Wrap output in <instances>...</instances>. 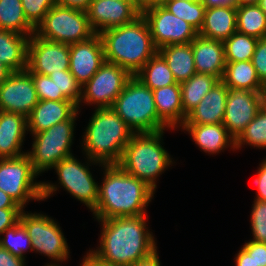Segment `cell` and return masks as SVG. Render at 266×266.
Listing matches in <instances>:
<instances>
[{"mask_svg": "<svg viewBox=\"0 0 266 266\" xmlns=\"http://www.w3.org/2000/svg\"><path fill=\"white\" fill-rule=\"evenodd\" d=\"M147 215L97 219L101 222L100 246L90 250L104 262L131 266L157 251L155 238L147 228Z\"/></svg>", "mask_w": 266, "mask_h": 266, "instance_id": "cell-1", "label": "cell"}, {"mask_svg": "<svg viewBox=\"0 0 266 266\" xmlns=\"http://www.w3.org/2000/svg\"><path fill=\"white\" fill-rule=\"evenodd\" d=\"M104 178L98 188V201L92 210L96 219L145 215L154 190L128 174L118 164L101 165Z\"/></svg>", "mask_w": 266, "mask_h": 266, "instance_id": "cell-2", "label": "cell"}, {"mask_svg": "<svg viewBox=\"0 0 266 266\" xmlns=\"http://www.w3.org/2000/svg\"><path fill=\"white\" fill-rule=\"evenodd\" d=\"M106 62L116 64L135 76L158 52L142 14L134 21L100 33Z\"/></svg>", "mask_w": 266, "mask_h": 266, "instance_id": "cell-3", "label": "cell"}, {"mask_svg": "<svg viewBox=\"0 0 266 266\" xmlns=\"http://www.w3.org/2000/svg\"><path fill=\"white\" fill-rule=\"evenodd\" d=\"M84 132L83 149L92 164H118L135 134L112 108H96Z\"/></svg>", "mask_w": 266, "mask_h": 266, "instance_id": "cell-4", "label": "cell"}, {"mask_svg": "<svg viewBox=\"0 0 266 266\" xmlns=\"http://www.w3.org/2000/svg\"><path fill=\"white\" fill-rule=\"evenodd\" d=\"M164 130L155 133H135L124 148L118 165L128 174L144 181L154 191L156 179L173 164L162 146Z\"/></svg>", "mask_w": 266, "mask_h": 266, "instance_id": "cell-5", "label": "cell"}, {"mask_svg": "<svg viewBox=\"0 0 266 266\" xmlns=\"http://www.w3.org/2000/svg\"><path fill=\"white\" fill-rule=\"evenodd\" d=\"M112 109L134 133H155L169 129L158 117L152 90L135 76L117 96Z\"/></svg>", "mask_w": 266, "mask_h": 266, "instance_id": "cell-6", "label": "cell"}, {"mask_svg": "<svg viewBox=\"0 0 266 266\" xmlns=\"http://www.w3.org/2000/svg\"><path fill=\"white\" fill-rule=\"evenodd\" d=\"M37 176L27 154L0 158V190L12 197L21 208L30 200L43 201L57 190V184L34 182Z\"/></svg>", "mask_w": 266, "mask_h": 266, "instance_id": "cell-7", "label": "cell"}, {"mask_svg": "<svg viewBox=\"0 0 266 266\" xmlns=\"http://www.w3.org/2000/svg\"><path fill=\"white\" fill-rule=\"evenodd\" d=\"M79 110L66 121L59 122L49 129L32 134V150L27 152L34 171L41 172L53 169L61 160L73 156L71 145L74 136V123Z\"/></svg>", "mask_w": 266, "mask_h": 266, "instance_id": "cell-8", "label": "cell"}, {"mask_svg": "<svg viewBox=\"0 0 266 266\" xmlns=\"http://www.w3.org/2000/svg\"><path fill=\"white\" fill-rule=\"evenodd\" d=\"M35 34L45 40L72 44L87 40L95 33L85 11L55 4L36 27Z\"/></svg>", "mask_w": 266, "mask_h": 266, "instance_id": "cell-9", "label": "cell"}, {"mask_svg": "<svg viewBox=\"0 0 266 266\" xmlns=\"http://www.w3.org/2000/svg\"><path fill=\"white\" fill-rule=\"evenodd\" d=\"M20 223L31 238L33 251L63 262L69 258V249L61 227L51 217L37 213L21 212Z\"/></svg>", "mask_w": 266, "mask_h": 266, "instance_id": "cell-10", "label": "cell"}, {"mask_svg": "<svg viewBox=\"0 0 266 266\" xmlns=\"http://www.w3.org/2000/svg\"><path fill=\"white\" fill-rule=\"evenodd\" d=\"M132 77L122 67L105 61L92 78L82 86L80 103L96 104V108H112L117 96Z\"/></svg>", "mask_w": 266, "mask_h": 266, "instance_id": "cell-11", "label": "cell"}, {"mask_svg": "<svg viewBox=\"0 0 266 266\" xmlns=\"http://www.w3.org/2000/svg\"><path fill=\"white\" fill-rule=\"evenodd\" d=\"M141 14L148 24L157 49L171 44L191 43L199 35L192 25L173 15L162 5L148 8Z\"/></svg>", "mask_w": 266, "mask_h": 266, "instance_id": "cell-12", "label": "cell"}, {"mask_svg": "<svg viewBox=\"0 0 266 266\" xmlns=\"http://www.w3.org/2000/svg\"><path fill=\"white\" fill-rule=\"evenodd\" d=\"M53 168L58 175V184L92 211L97 205L99 185L93 179L89 166L70 156Z\"/></svg>", "mask_w": 266, "mask_h": 266, "instance_id": "cell-13", "label": "cell"}, {"mask_svg": "<svg viewBox=\"0 0 266 266\" xmlns=\"http://www.w3.org/2000/svg\"><path fill=\"white\" fill-rule=\"evenodd\" d=\"M70 44L45 40L32 34L28 41L27 68L32 73L49 76L69 70Z\"/></svg>", "mask_w": 266, "mask_h": 266, "instance_id": "cell-14", "label": "cell"}, {"mask_svg": "<svg viewBox=\"0 0 266 266\" xmlns=\"http://www.w3.org/2000/svg\"><path fill=\"white\" fill-rule=\"evenodd\" d=\"M262 91L228 88L223 125L236 140L262 108Z\"/></svg>", "mask_w": 266, "mask_h": 266, "instance_id": "cell-15", "label": "cell"}, {"mask_svg": "<svg viewBox=\"0 0 266 266\" xmlns=\"http://www.w3.org/2000/svg\"><path fill=\"white\" fill-rule=\"evenodd\" d=\"M38 101L34 81L26 70L12 72L0 86V111L28 117Z\"/></svg>", "mask_w": 266, "mask_h": 266, "instance_id": "cell-16", "label": "cell"}, {"mask_svg": "<svg viewBox=\"0 0 266 266\" xmlns=\"http://www.w3.org/2000/svg\"><path fill=\"white\" fill-rule=\"evenodd\" d=\"M86 13L96 34L131 23L141 15L132 0H92Z\"/></svg>", "mask_w": 266, "mask_h": 266, "instance_id": "cell-17", "label": "cell"}, {"mask_svg": "<svg viewBox=\"0 0 266 266\" xmlns=\"http://www.w3.org/2000/svg\"><path fill=\"white\" fill-rule=\"evenodd\" d=\"M104 47L100 34L70 44L69 71L80 85L88 82L105 63Z\"/></svg>", "mask_w": 266, "mask_h": 266, "instance_id": "cell-18", "label": "cell"}, {"mask_svg": "<svg viewBox=\"0 0 266 266\" xmlns=\"http://www.w3.org/2000/svg\"><path fill=\"white\" fill-rule=\"evenodd\" d=\"M191 45L196 72L221 80L226 66L224 42L198 35Z\"/></svg>", "mask_w": 266, "mask_h": 266, "instance_id": "cell-19", "label": "cell"}, {"mask_svg": "<svg viewBox=\"0 0 266 266\" xmlns=\"http://www.w3.org/2000/svg\"><path fill=\"white\" fill-rule=\"evenodd\" d=\"M78 111L70 100H39L27 117L28 131L32 134L49 129L53 125L69 120Z\"/></svg>", "mask_w": 266, "mask_h": 266, "instance_id": "cell-20", "label": "cell"}, {"mask_svg": "<svg viewBox=\"0 0 266 266\" xmlns=\"http://www.w3.org/2000/svg\"><path fill=\"white\" fill-rule=\"evenodd\" d=\"M228 87L220 80L186 116L183 124H219L225 115Z\"/></svg>", "mask_w": 266, "mask_h": 266, "instance_id": "cell-21", "label": "cell"}, {"mask_svg": "<svg viewBox=\"0 0 266 266\" xmlns=\"http://www.w3.org/2000/svg\"><path fill=\"white\" fill-rule=\"evenodd\" d=\"M26 131V116L0 111V158L18 157L27 153L21 152Z\"/></svg>", "mask_w": 266, "mask_h": 266, "instance_id": "cell-22", "label": "cell"}, {"mask_svg": "<svg viewBox=\"0 0 266 266\" xmlns=\"http://www.w3.org/2000/svg\"><path fill=\"white\" fill-rule=\"evenodd\" d=\"M181 127L190 134L195 144L208 154H218L229 146L235 149V140L223 123L183 124Z\"/></svg>", "mask_w": 266, "mask_h": 266, "instance_id": "cell-23", "label": "cell"}, {"mask_svg": "<svg viewBox=\"0 0 266 266\" xmlns=\"http://www.w3.org/2000/svg\"><path fill=\"white\" fill-rule=\"evenodd\" d=\"M236 18V7L206 8L203 25L198 34L205 38L224 42L237 31Z\"/></svg>", "mask_w": 266, "mask_h": 266, "instance_id": "cell-24", "label": "cell"}, {"mask_svg": "<svg viewBox=\"0 0 266 266\" xmlns=\"http://www.w3.org/2000/svg\"><path fill=\"white\" fill-rule=\"evenodd\" d=\"M152 92L158 117L170 129L182 126L187 115L183 111L180 84L161 87Z\"/></svg>", "mask_w": 266, "mask_h": 266, "instance_id": "cell-25", "label": "cell"}, {"mask_svg": "<svg viewBox=\"0 0 266 266\" xmlns=\"http://www.w3.org/2000/svg\"><path fill=\"white\" fill-rule=\"evenodd\" d=\"M29 36L0 29V62L12 72L27 69Z\"/></svg>", "mask_w": 266, "mask_h": 266, "instance_id": "cell-26", "label": "cell"}, {"mask_svg": "<svg viewBox=\"0 0 266 266\" xmlns=\"http://www.w3.org/2000/svg\"><path fill=\"white\" fill-rule=\"evenodd\" d=\"M158 53L164 58L177 83L185 82L197 73L191 43L167 45L158 49Z\"/></svg>", "mask_w": 266, "mask_h": 266, "instance_id": "cell-27", "label": "cell"}, {"mask_svg": "<svg viewBox=\"0 0 266 266\" xmlns=\"http://www.w3.org/2000/svg\"><path fill=\"white\" fill-rule=\"evenodd\" d=\"M221 81L232 89L263 91L265 86L258 79L251 60L226 62Z\"/></svg>", "mask_w": 266, "mask_h": 266, "instance_id": "cell-28", "label": "cell"}, {"mask_svg": "<svg viewBox=\"0 0 266 266\" xmlns=\"http://www.w3.org/2000/svg\"><path fill=\"white\" fill-rule=\"evenodd\" d=\"M219 81L213 75L196 73L187 81L180 83L184 113L188 115Z\"/></svg>", "mask_w": 266, "mask_h": 266, "instance_id": "cell-29", "label": "cell"}, {"mask_svg": "<svg viewBox=\"0 0 266 266\" xmlns=\"http://www.w3.org/2000/svg\"><path fill=\"white\" fill-rule=\"evenodd\" d=\"M135 77L151 90L177 83L169 66L158 52L146 62Z\"/></svg>", "mask_w": 266, "mask_h": 266, "instance_id": "cell-30", "label": "cell"}, {"mask_svg": "<svg viewBox=\"0 0 266 266\" xmlns=\"http://www.w3.org/2000/svg\"><path fill=\"white\" fill-rule=\"evenodd\" d=\"M0 29L31 36L35 28L25 17L21 0H0Z\"/></svg>", "mask_w": 266, "mask_h": 266, "instance_id": "cell-31", "label": "cell"}, {"mask_svg": "<svg viewBox=\"0 0 266 266\" xmlns=\"http://www.w3.org/2000/svg\"><path fill=\"white\" fill-rule=\"evenodd\" d=\"M237 10V31L258 39L266 37V15L258 4L240 5Z\"/></svg>", "mask_w": 266, "mask_h": 266, "instance_id": "cell-32", "label": "cell"}, {"mask_svg": "<svg viewBox=\"0 0 266 266\" xmlns=\"http://www.w3.org/2000/svg\"><path fill=\"white\" fill-rule=\"evenodd\" d=\"M162 6L173 15L192 25L198 32L200 31L206 9L202 0H165Z\"/></svg>", "mask_w": 266, "mask_h": 266, "instance_id": "cell-33", "label": "cell"}, {"mask_svg": "<svg viewBox=\"0 0 266 266\" xmlns=\"http://www.w3.org/2000/svg\"><path fill=\"white\" fill-rule=\"evenodd\" d=\"M258 38L236 31L224 41L226 62L252 60Z\"/></svg>", "mask_w": 266, "mask_h": 266, "instance_id": "cell-34", "label": "cell"}, {"mask_svg": "<svg viewBox=\"0 0 266 266\" xmlns=\"http://www.w3.org/2000/svg\"><path fill=\"white\" fill-rule=\"evenodd\" d=\"M245 144L260 149L266 148V110L263 108L235 140V149H239Z\"/></svg>", "mask_w": 266, "mask_h": 266, "instance_id": "cell-35", "label": "cell"}, {"mask_svg": "<svg viewBox=\"0 0 266 266\" xmlns=\"http://www.w3.org/2000/svg\"><path fill=\"white\" fill-rule=\"evenodd\" d=\"M3 234L6 235L0 237V247L7 249L12 255L25 259L24 253L28 249L33 251L31 238L20 221L13 227L6 229Z\"/></svg>", "mask_w": 266, "mask_h": 266, "instance_id": "cell-36", "label": "cell"}, {"mask_svg": "<svg viewBox=\"0 0 266 266\" xmlns=\"http://www.w3.org/2000/svg\"><path fill=\"white\" fill-rule=\"evenodd\" d=\"M49 77L57 86V94H62L67 100L74 102L79 110L82 96V85H80L69 70H61L51 73Z\"/></svg>", "mask_w": 266, "mask_h": 266, "instance_id": "cell-37", "label": "cell"}, {"mask_svg": "<svg viewBox=\"0 0 266 266\" xmlns=\"http://www.w3.org/2000/svg\"><path fill=\"white\" fill-rule=\"evenodd\" d=\"M28 22L36 29L45 15L56 4L55 0H21Z\"/></svg>", "mask_w": 266, "mask_h": 266, "instance_id": "cell-38", "label": "cell"}, {"mask_svg": "<svg viewBox=\"0 0 266 266\" xmlns=\"http://www.w3.org/2000/svg\"><path fill=\"white\" fill-rule=\"evenodd\" d=\"M251 210V230L253 239L251 241L266 244V201L254 200Z\"/></svg>", "mask_w": 266, "mask_h": 266, "instance_id": "cell-39", "label": "cell"}, {"mask_svg": "<svg viewBox=\"0 0 266 266\" xmlns=\"http://www.w3.org/2000/svg\"><path fill=\"white\" fill-rule=\"evenodd\" d=\"M26 71L31 75L39 100L63 101L67 100L62 94H57V86L49 77L32 73L28 68Z\"/></svg>", "mask_w": 266, "mask_h": 266, "instance_id": "cell-40", "label": "cell"}, {"mask_svg": "<svg viewBox=\"0 0 266 266\" xmlns=\"http://www.w3.org/2000/svg\"><path fill=\"white\" fill-rule=\"evenodd\" d=\"M251 61L258 79L266 86V37L258 39Z\"/></svg>", "mask_w": 266, "mask_h": 266, "instance_id": "cell-41", "label": "cell"}, {"mask_svg": "<svg viewBox=\"0 0 266 266\" xmlns=\"http://www.w3.org/2000/svg\"><path fill=\"white\" fill-rule=\"evenodd\" d=\"M23 208H0V236L19 222Z\"/></svg>", "mask_w": 266, "mask_h": 266, "instance_id": "cell-42", "label": "cell"}, {"mask_svg": "<svg viewBox=\"0 0 266 266\" xmlns=\"http://www.w3.org/2000/svg\"><path fill=\"white\" fill-rule=\"evenodd\" d=\"M252 256L257 266H266V244L256 241L245 242L242 247Z\"/></svg>", "mask_w": 266, "mask_h": 266, "instance_id": "cell-43", "label": "cell"}, {"mask_svg": "<svg viewBox=\"0 0 266 266\" xmlns=\"http://www.w3.org/2000/svg\"><path fill=\"white\" fill-rule=\"evenodd\" d=\"M257 174L258 175L254 180L257 187V197L255 199L266 201V158L260 164Z\"/></svg>", "mask_w": 266, "mask_h": 266, "instance_id": "cell-44", "label": "cell"}, {"mask_svg": "<svg viewBox=\"0 0 266 266\" xmlns=\"http://www.w3.org/2000/svg\"><path fill=\"white\" fill-rule=\"evenodd\" d=\"M0 266H25V259L12 255L7 249L0 247Z\"/></svg>", "mask_w": 266, "mask_h": 266, "instance_id": "cell-45", "label": "cell"}, {"mask_svg": "<svg viewBox=\"0 0 266 266\" xmlns=\"http://www.w3.org/2000/svg\"><path fill=\"white\" fill-rule=\"evenodd\" d=\"M56 4L77 10L85 11L88 9L92 0H55Z\"/></svg>", "mask_w": 266, "mask_h": 266, "instance_id": "cell-46", "label": "cell"}, {"mask_svg": "<svg viewBox=\"0 0 266 266\" xmlns=\"http://www.w3.org/2000/svg\"><path fill=\"white\" fill-rule=\"evenodd\" d=\"M80 266H118L115 264L107 263L96 257L90 250L84 257Z\"/></svg>", "mask_w": 266, "mask_h": 266, "instance_id": "cell-47", "label": "cell"}, {"mask_svg": "<svg viewBox=\"0 0 266 266\" xmlns=\"http://www.w3.org/2000/svg\"><path fill=\"white\" fill-rule=\"evenodd\" d=\"M236 266H257L252 256L241 248L235 257Z\"/></svg>", "mask_w": 266, "mask_h": 266, "instance_id": "cell-48", "label": "cell"}, {"mask_svg": "<svg viewBox=\"0 0 266 266\" xmlns=\"http://www.w3.org/2000/svg\"><path fill=\"white\" fill-rule=\"evenodd\" d=\"M135 7L142 13L144 10L159 6L164 3L165 0H132Z\"/></svg>", "mask_w": 266, "mask_h": 266, "instance_id": "cell-49", "label": "cell"}, {"mask_svg": "<svg viewBox=\"0 0 266 266\" xmlns=\"http://www.w3.org/2000/svg\"><path fill=\"white\" fill-rule=\"evenodd\" d=\"M202 3L205 5L206 8L212 7H222V6H229V7H237V0H202Z\"/></svg>", "mask_w": 266, "mask_h": 266, "instance_id": "cell-50", "label": "cell"}, {"mask_svg": "<svg viewBox=\"0 0 266 266\" xmlns=\"http://www.w3.org/2000/svg\"><path fill=\"white\" fill-rule=\"evenodd\" d=\"M160 263L161 262H160L158 253H157V251H155L149 257L142 259V260L132 264L131 266H161Z\"/></svg>", "mask_w": 266, "mask_h": 266, "instance_id": "cell-51", "label": "cell"}, {"mask_svg": "<svg viewBox=\"0 0 266 266\" xmlns=\"http://www.w3.org/2000/svg\"><path fill=\"white\" fill-rule=\"evenodd\" d=\"M0 208H21L12 197L0 190Z\"/></svg>", "mask_w": 266, "mask_h": 266, "instance_id": "cell-52", "label": "cell"}, {"mask_svg": "<svg viewBox=\"0 0 266 266\" xmlns=\"http://www.w3.org/2000/svg\"><path fill=\"white\" fill-rule=\"evenodd\" d=\"M11 73L12 71L8 68V66L0 62V86Z\"/></svg>", "mask_w": 266, "mask_h": 266, "instance_id": "cell-53", "label": "cell"}, {"mask_svg": "<svg viewBox=\"0 0 266 266\" xmlns=\"http://www.w3.org/2000/svg\"><path fill=\"white\" fill-rule=\"evenodd\" d=\"M259 0H237L238 6L240 5H252V4H258Z\"/></svg>", "mask_w": 266, "mask_h": 266, "instance_id": "cell-54", "label": "cell"}, {"mask_svg": "<svg viewBox=\"0 0 266 266\" xmlns=\"http://www.w3.org/2000/svg\"><path fill=\"white\" fill-rule=\"evenodd\" d=\"M261 96H262V108L266 110V86L262 91Z\"/></svg>", "mask_w": 266, "mask_h": 266, "instance_id": "cell-55", "label": "cell"}, {"mask_svg": "<svg viewBox=\"0 0 266 266\" xmlns=\"http://www.w3.org/2000/svg\"><path fill=\"white\" fill-rule=\"evenodd\" d=\"M258 5L266 15V0H259Z\"/></svg>", "mask_w": 266, "mask_h": 266, "instance_id": "cell-56", "label": "cell"}, {"mask_svg": "<svg viewBox=\"0 0 266 266\" xmlns=\"http://www.w3.org/2000/svg\"><path fill=\"white\" fill-rule=\"evenodd\" d=\"M45 266H60L59 264L57 265V264H55V263H52V264H47V265H45Z\"/></svg>", "mask_w": 266, "mask_h": 266, "instance_id": "cell-57", "label": "cell"}]
</instances>
